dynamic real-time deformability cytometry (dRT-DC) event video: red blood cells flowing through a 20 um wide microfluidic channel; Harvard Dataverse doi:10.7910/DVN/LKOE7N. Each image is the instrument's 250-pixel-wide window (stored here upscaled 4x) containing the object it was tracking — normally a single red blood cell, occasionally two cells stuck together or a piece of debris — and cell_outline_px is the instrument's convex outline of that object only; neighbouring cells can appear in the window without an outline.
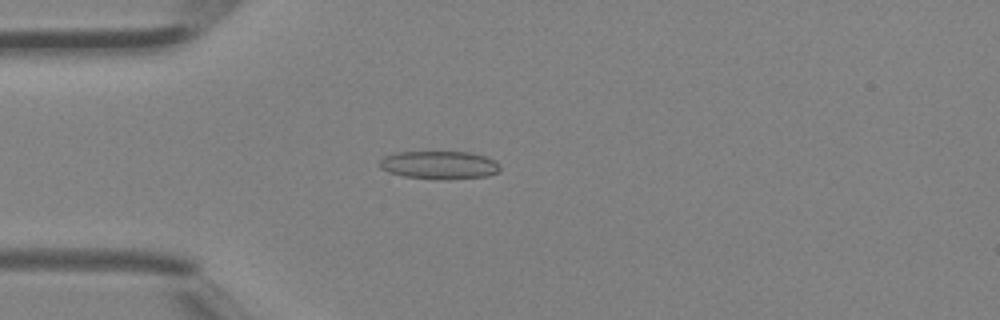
{"species": "Egyptian fruit bat (a non-hibernating species)", "species_latin": "Rousettus aegyptiacus", "temperature_condition": "room temperature", "stored_images_in_passage": 42, "camera_frame_rate_fps": 3000, "um_per_image_px": 0.085, "animal": {"sex": "female"}, "frame": {"image": 1, "passage_image": 12, "time_ms": 3.667, "image_size_px": [1000, 320], "cell_outline_px": [[500, 172], [488, 176], [404, 176], [388, 172], [380, 168], [380, 160], [384, 156], [396, 152], [472, 152], [484, 156], [492, 160], [500, 168]], "centroid_in_image_um": [37.29, 13.96], "position_along_channel_um": 47.7, "area_um2": 18.5}}
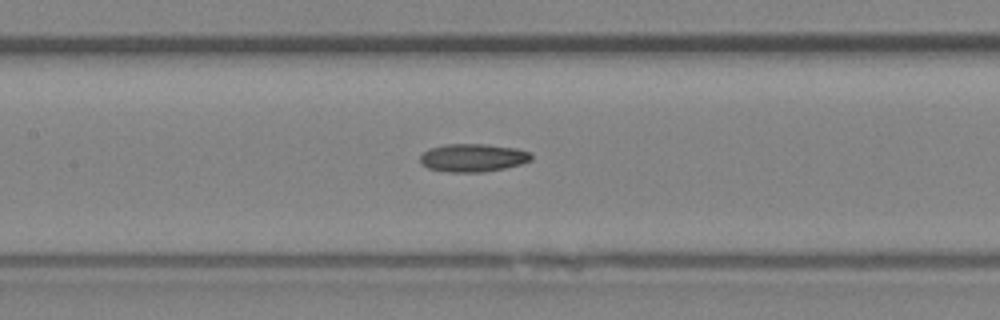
{"frame": {"image": 2, "passage_image": 20, "time_ms": 6.333, "image_size_px": [1000, 320], "cell_outline_px": [[532, 160], [520, 164], [504, 168], [484, 172], [448, 172], [428, 168], [420, 164], [420, 156], [428, 148], [444, 144], [484, 144], [516, 148], [532, 152]], "centroid_in_image_um": [40.19, 13.4], "position_along_channel_um": 167.2, "area_um2": 18.32}}
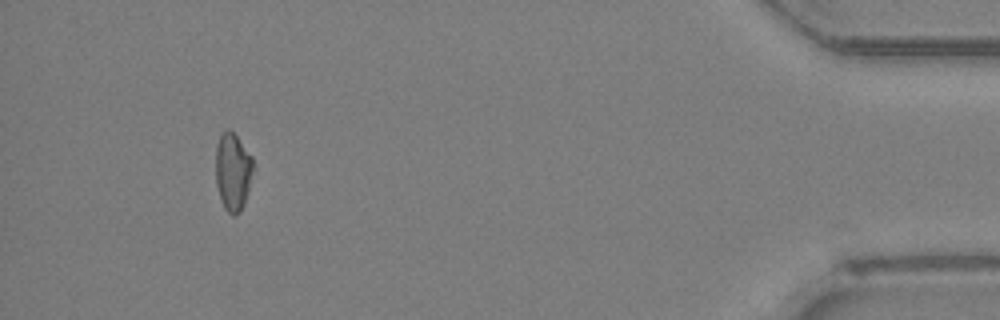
{"frame": {"image": 3, "passage_image": 39, "time_ms": 12.667, "image_size_px": [1000, 320], "cell_outline_px": [[252, 168], [248, 188], [244, 204], [240, 212], [232, 216], [224, 208], [220, 200], [216, 184], [216, 144], [220, 132], [224, 128], [228, 128], [236, 136], [252, 156]], "centroid_in_image_um": [19.75, 14.57], "position_along_channel_um": 415.5, "area_um2": 16.94}}